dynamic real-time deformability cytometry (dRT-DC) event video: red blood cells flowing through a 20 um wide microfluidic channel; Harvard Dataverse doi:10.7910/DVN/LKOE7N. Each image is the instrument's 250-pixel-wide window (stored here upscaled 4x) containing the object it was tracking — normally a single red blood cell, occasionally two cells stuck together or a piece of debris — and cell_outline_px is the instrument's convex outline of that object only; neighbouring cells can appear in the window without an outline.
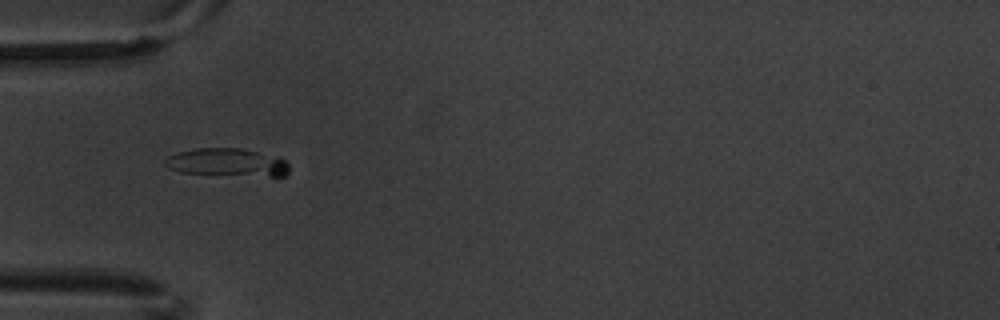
{"species": "common noctule bat (a hibernating species)", "species_latin": "Nyctalus noctula", "temperature_condition": "warm", "stored_images_in_passage": 7, "camera_frame_rate_fps": 3000, "um_per_image_px": 0.085, "animal": {"sex": "male", "body_mass_g": 20.1, "forearm_length_mm": 53.5}, "frame": {"image": 1, "passage_image": 6, "time_ms": 1.667, "image_size_px": [1000, 320], "cell_outline_px": [[288, 172], [284, 176], [268, 176], [180, 172], [168, 168], [164, 164], [164, 160], [168, 156], [176, 152], [196, 148], [240, 148], [280, 156], [288, 164]], "centroid_in_image_um": [19.31, 13.78], "position_along_channel_um": 65.7, "area_um2": 20.17}}